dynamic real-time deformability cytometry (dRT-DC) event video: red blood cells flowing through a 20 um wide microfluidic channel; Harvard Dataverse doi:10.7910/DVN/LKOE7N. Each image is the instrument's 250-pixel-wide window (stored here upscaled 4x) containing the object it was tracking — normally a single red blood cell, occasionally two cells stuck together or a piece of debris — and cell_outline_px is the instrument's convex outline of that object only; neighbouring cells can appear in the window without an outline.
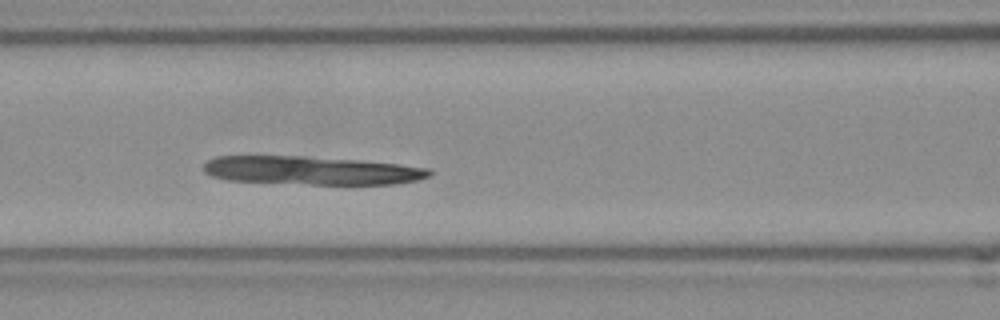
{"species": "Egyptian fruit bat (a non-hibernating species)", "species_latin": "Rousettus aegyptiacus", "temperature_condition": "room temperature", "stored_images_in_passage": 49, "camera_frame_rate_fps": 3000, "um_per_image_px": 0.085, "frame": {"image": 1, "passage_image": 18, "time_ms": 5.667, "image_size_px": [1000, 320], "cell_outline_px": [[432, 172], [428, 176], [416, 180], [396, 184], [308, 184], [224, 180], [212, 176], [204, 172], [204, 164], [208, 160], [216, 156], [308, 156], [360, 160], [432, 168]], "centroid_in_image_um": [26.46, 14.48], "position_along_channel_um": 140.1, "area_um2": 37.51}}